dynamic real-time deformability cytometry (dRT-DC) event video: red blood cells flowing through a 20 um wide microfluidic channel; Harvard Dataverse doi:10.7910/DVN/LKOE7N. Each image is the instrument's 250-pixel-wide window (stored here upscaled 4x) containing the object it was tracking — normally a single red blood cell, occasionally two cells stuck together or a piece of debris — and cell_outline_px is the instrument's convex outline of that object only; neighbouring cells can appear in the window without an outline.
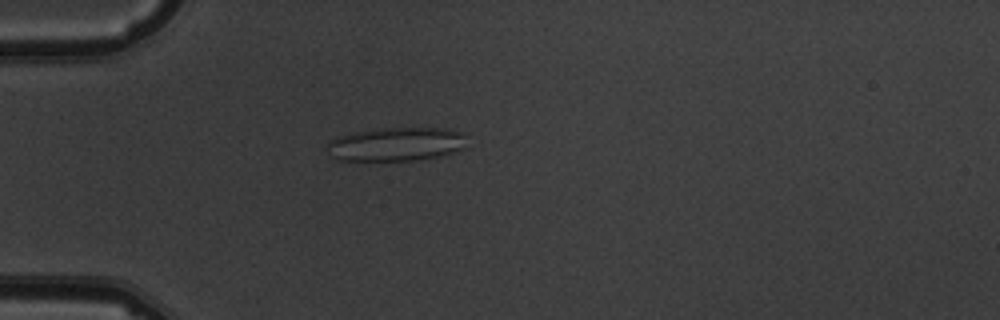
{"species": "common noctule bat (a hibernating species)", "species_latin": "Nyctalus noctula", "temperature_condition": "warm", "stored_images_in_passage": 3, "camera_frame_rate_fps": 3000, "um_per_image_px": 0.085, "animal": {"sex": "male", "body_mass_g": 19.5, "forearm_length_mm": 54.6}, "frame": {"image": 1, "passage_image": 2, "time_ms": 1.0, "image_size_px": [1000, 320], "cell_outline_px": [[464, 148], [440, 156], [412, 160], [336, 160], [324, 148], [336, 136], [352, 132], [384, 128], [444, 128], [464, 132]], "centroid_in_image_um": [33.63, 12.25], "position_along_channel_um": 51.4, "area_um2": 27.4}}